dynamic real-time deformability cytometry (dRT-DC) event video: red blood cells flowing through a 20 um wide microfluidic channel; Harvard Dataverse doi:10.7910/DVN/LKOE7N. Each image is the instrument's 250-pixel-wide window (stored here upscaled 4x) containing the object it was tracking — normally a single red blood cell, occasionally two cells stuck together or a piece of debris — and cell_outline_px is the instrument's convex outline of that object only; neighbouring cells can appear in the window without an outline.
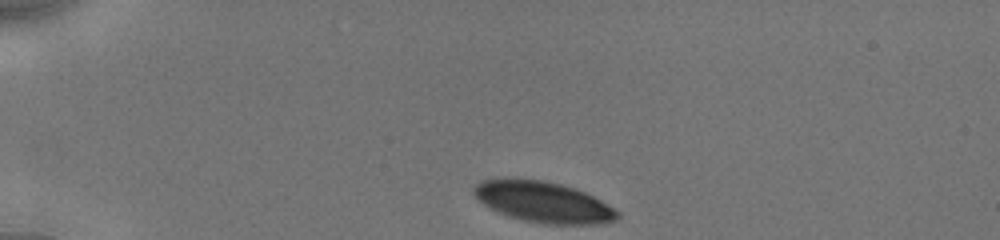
{"species": "human", "species_latin": "Homo sapiens", "temperature_condition": "cold", "stored_images_in_passage": 6, "camera_frame_rate_fps": 3000, "um_per_image_px": 0.085, "donor": {"sex": "male"}, "frame": {"image": 1, "passage_image": 1, "time_ms": 0.0, "image_size_px": [1000, 240], "cell_outline_px": [[620, 216], [616, 220], [600, 224], [544, 224], [524, 220], [508, 216], [484, 204], [472, 192], [472, 188], [480, 180], [508, 176], [516, 176], [540, 180], [560, 184], [576, 188], [600, 200], [620, 212]], "centroid_in_image_um": [46.15, 17.14], "position_along_channel_um": 38.9, "area_um2": 34.56}}
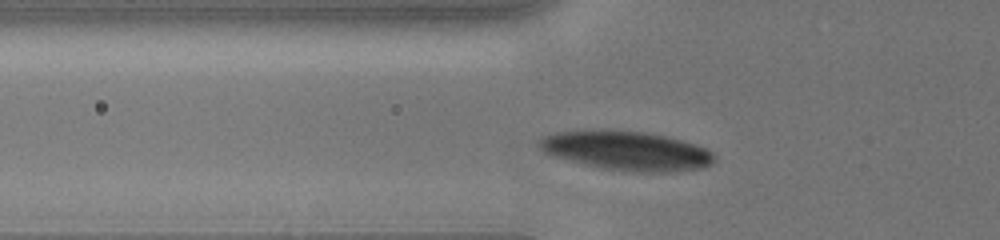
{"frame": {"image": 2, "passage_image": 5, "time_ms": 2.333, "image_size_px": [1000, 240], "cell_outline_px": [[716, 160], [712, 164], [704, 168], [668, 172], [640, 172], [600, 168], [552, 156], [540, 144], [540, 140], [544, 136], [556, 132], [580, 128], [604, 128], [644, 132], [664, 136], [680, 140], [704, 148], [712, 152], [716, 156]], "centroid_in_image_um": [53.26, 12.79], "position_along_channel_um": 72.5, "area_um2": 40.29}}